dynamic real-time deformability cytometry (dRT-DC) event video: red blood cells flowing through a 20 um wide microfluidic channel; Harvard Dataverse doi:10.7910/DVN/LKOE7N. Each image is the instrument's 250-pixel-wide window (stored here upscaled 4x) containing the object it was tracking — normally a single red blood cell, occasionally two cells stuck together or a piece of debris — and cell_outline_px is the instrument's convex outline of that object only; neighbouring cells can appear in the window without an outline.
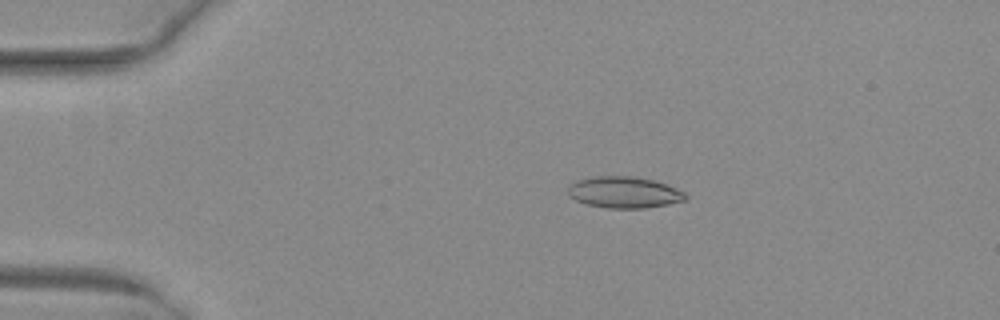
{"species": "common noctule bat (a hibernating species)", "species_latin": "Nyctalus noctula", "temperature_condition": "warm", "stored_images_in_passage": 44, "camera_frame_rate_fps": 3000, "um_per_image_px": 0.085, "animal": {"sex": "female", "body_mass_g": 29.2, "forearm_length_mm": 56.3}, "frame": {"image": 1, "passage_image": 3, "time_ms": 0.667, "image_size_px": [1000, 320], "cell_outline_px": [[688, 196], [684, 200], [668, 204], [644, 208], [608, 208], [584, 204], [568, 196], [568, 184], [576, 180], [596, 176], [632, 176], [652, 180], [676, 188], [684, 192]], "centroid_in_image_um": [52.99, 16.35], "position_along_channel_um": 32.0, "area_um2": 21.5}}
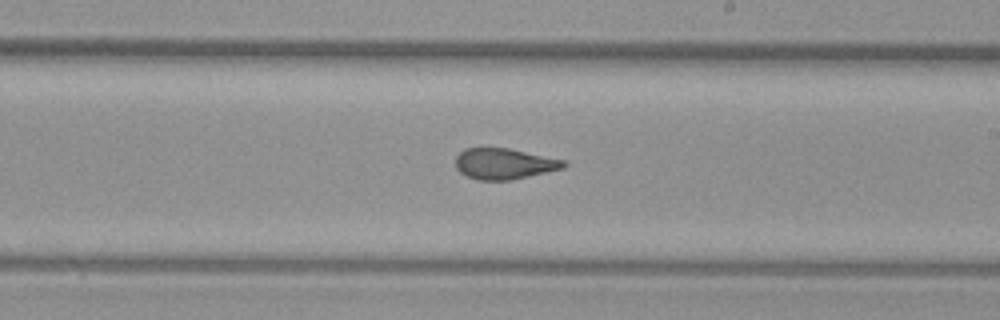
{"frame": {"image": 2, "passage_image": 23, "time_ms": 7.333, "image_size_px": [1000, 320], "cell_outline_px": [[568, 164], [564, 168], [512, 180], [476, 180], [464, 176], [456, 168], [456, 156], [464, 148], [508, 148], [564, 160]], "centroid_in_image_um": [42.83, 13.93], "position_along_channel_um": 246.2, "area_um2": 19.54}}
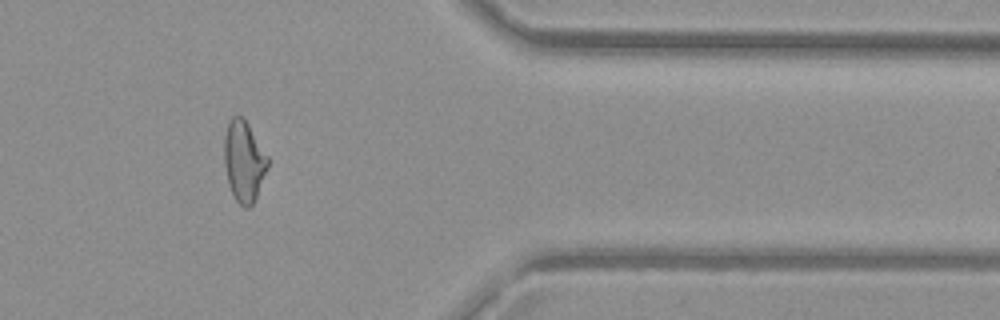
{"frame": {"image": 3, "passage_image": 35, "time_ms": 11.333, "image_size_px": [1000, 320], "cell_outline_px": [[268, 168], [256, 196], [252, 204], [248, 208], [244, 208], [236, 200], [228, 184], [224, 164], [224, 136], [228, 124], [232, 116], [240, 116], [248, 124], [268, 156]], "centroid_in_image_um": [20.72, 13.71], "position_along_channel_um": 390.7, "area_um2": 20.35}, "authors_computed_cell_mechanics": {"area_um2": 20.4612, "velocity_mm_per_s": 4.0908, "shape_relaxation_time_tau1_ms": 10.8002, "shape_relaxation_time_tau2_ms": 1.5744, "deformation_change_tau1": 0.2548, "deformation_change_tau2": 0.0815}}